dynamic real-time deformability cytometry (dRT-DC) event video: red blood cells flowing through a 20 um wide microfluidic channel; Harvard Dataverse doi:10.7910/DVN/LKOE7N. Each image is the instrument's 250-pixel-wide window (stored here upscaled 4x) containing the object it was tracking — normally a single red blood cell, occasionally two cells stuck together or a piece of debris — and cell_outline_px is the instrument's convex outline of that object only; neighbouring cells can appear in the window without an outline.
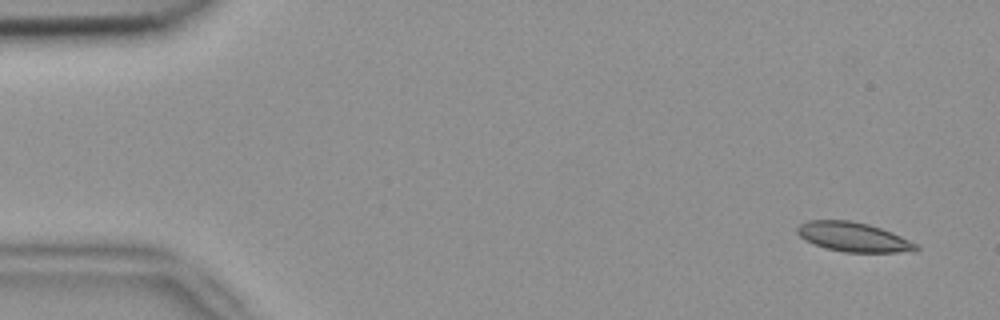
{"species": "common noctule bat (a hibernating species)", "species_latin": "Nyctalus noctula", "temperature_condition": "room temperature", "stored_images_in_passage": 5, "camera_frame_rate_fps": 3000, "um_per_image_px": 0.085, "animal": {"sex": "female", "body_mass_g": 18.4}, "frame": {"image": 1, "passage_image": 1, "time_ms": 0.0, "image_size_px": [1000, 320], "cell_outline_px": [[920, 248], [916, 252], [844, 252], [828, 248], [804, 240], [796, 232], [796, 228], [800, 224], [808, 220], [848, 220], [868, 224], [892, 232], [916, 244]], "centroid_in_image_um": [72.54, 20.14], "position_along_channel_um": 12.5, "area_um2": 20.23}}
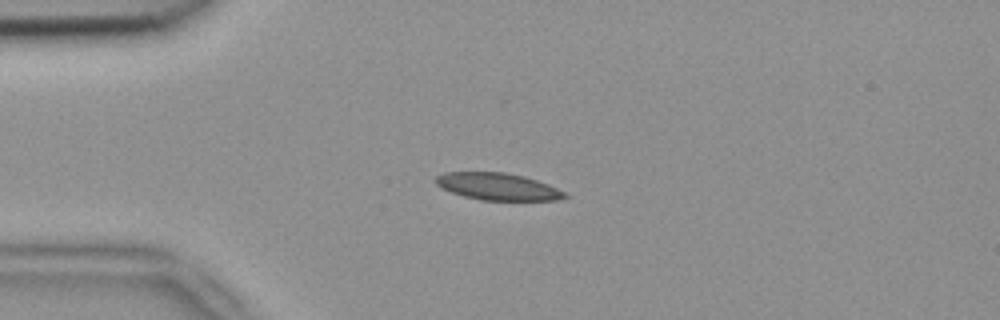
{"frame": {"image": 2, "passage_image": 4, "time_ms": 1.0, "image_size_px": [1000, 320], "cell_outline_px": [[568, 196], [556, 200], [480, 200], [464, 196], [452, 192], [436, 184], [436, 176], [444, 172], [504, 172], [524, 176], [548, 184], [564, 192]], "centroid_in_image_um": [42.3, 15.85], "position_along_channel_um": 42.7, "area_um2": 20.11}}